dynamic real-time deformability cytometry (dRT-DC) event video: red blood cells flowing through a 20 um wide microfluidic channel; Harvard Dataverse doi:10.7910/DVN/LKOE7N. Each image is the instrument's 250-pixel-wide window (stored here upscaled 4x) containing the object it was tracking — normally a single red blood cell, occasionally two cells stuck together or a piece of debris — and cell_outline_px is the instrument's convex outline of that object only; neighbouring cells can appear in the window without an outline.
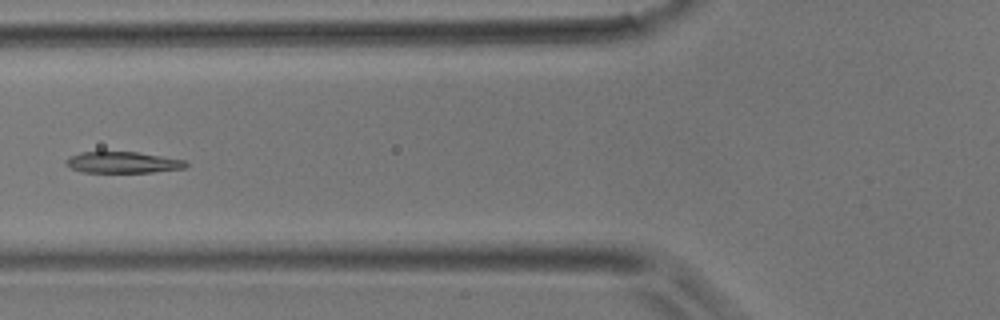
{"species": "common noctule bat (a hibernating species)", "species_latin": "Nyctalus noctula", "temperature_condition": "room temperature", "stored_images_in_passage": 5, "camera_frame_rate_fps": 3000, "um_per_image_px": 0.085, "animal": {"sex": "male", "body_mass_g": 17.9}, "frame": {"image": 1, "passage_image": 5, "time_ms": 1.333, "image_size_px": [1000, 320], "cell_outline_px": [[188, 164], [184, 168], [152, 172], [84, 172], [72, 168], [64, 164], [64, 160], [68, 156], [80, 152], [136, 152], [184, 160]], "centroid_in_image_um": [10.37, 13.8], "position_along_channel_um": 115.4, "area_um2": 14.74}}